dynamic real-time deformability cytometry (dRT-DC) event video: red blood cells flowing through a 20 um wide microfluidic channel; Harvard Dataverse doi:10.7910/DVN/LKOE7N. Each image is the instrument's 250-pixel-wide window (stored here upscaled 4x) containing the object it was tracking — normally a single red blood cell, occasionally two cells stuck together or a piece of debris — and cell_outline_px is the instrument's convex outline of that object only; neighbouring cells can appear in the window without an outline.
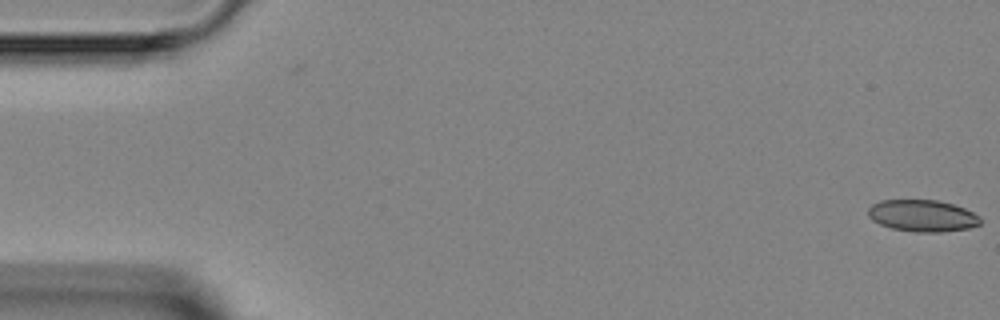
{"species": "Egyptian fruit bat (a non-hibernating species)", "species_latin": "Rousettus aegyptiacus", "temperature_condition": "room temperature", "stored_images_in_passage": 5, "camera_frame_rate_fps": 3000, "um_per_image_px": 0.085, "animal": {"sex": "female"}, "frame": {"image": 1, "passage_image": 1, "time_ms": 0.0, "image_size_px": [1000, 320], "cell_outline_px": [[980, 224], [968, 228], [940, 232], [916, 232], [892, 228], [880, 224], [872, 220], [868, 216], [868, 208], [872, 204], [880, 200], [936, 200], [952, 204], [964, 208], [980, 216]], "centroid_in_image_um": [78.38, 18.33], "position_along_channel_um": 6.6, "area_um2": 20.69}}
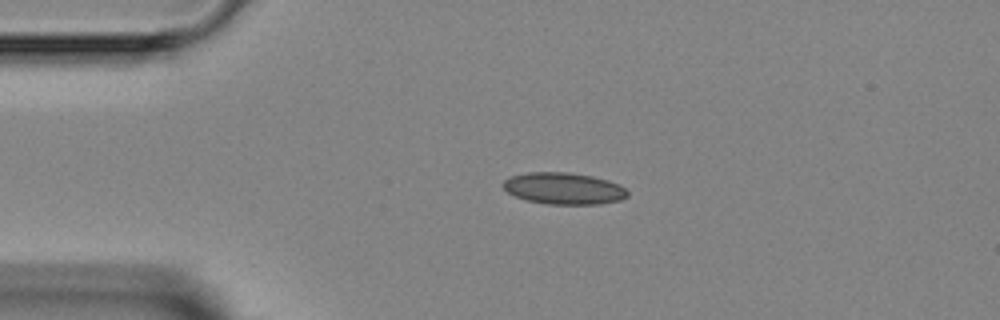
{"frame": {"image": 2, "passage_image": 4, "time_ms": 3.333, "image_size_px": [1000, 320], "cell_outline_px": [[628, 196], [620, 200], [600, 204], [548, 204], [528, 200], [516, 196], [508, 192], [500, 184], [504, 180], [512, 176], [528, 172], [568, 172], [592, 176], [608, 180], [620, 184], [628, 192]], "centroid_in_image_um": [47.93, 16.01], "position_along_channel_um": 37.1, "area_um2": 22.95}}
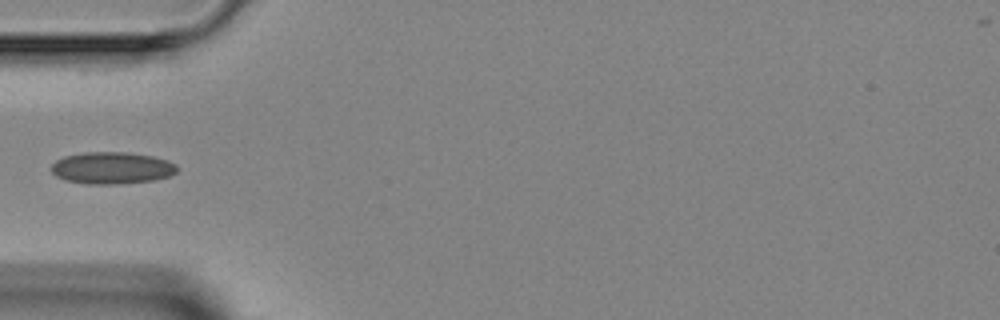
{"frame": {"image": 3, "passage_image": 5, "time_ms": 5.0, "image_size_px": [1000, 320], "cell_outline_px": [[176, 172], [168, 176], [152, 180], [116, 184], [88, 184], [64, 180], [56, 176], [52, 172], [52, 164], [56, 160], [64, 156], [84, 152], [128, 152], [152, 156], [168, 160], [176, 164]], "centroid_in_image_um": [9.48, 14.27], "position_along_channel_um": 75.5, "area_um2": 23.35}}